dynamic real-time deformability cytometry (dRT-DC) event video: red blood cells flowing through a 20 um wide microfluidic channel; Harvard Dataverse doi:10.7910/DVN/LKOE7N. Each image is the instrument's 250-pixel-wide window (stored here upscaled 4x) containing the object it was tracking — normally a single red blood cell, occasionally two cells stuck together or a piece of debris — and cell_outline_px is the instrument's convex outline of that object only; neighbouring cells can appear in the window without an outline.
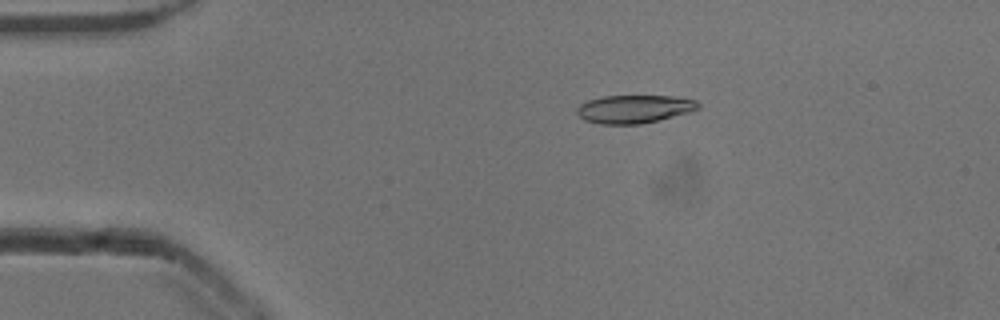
{"species": "common noctule bat (a hibernating species)", "species_latin": "Nyctalus noctula", "temperature_condition": "cold", "stored_images_in_passage": 53, "camera_frame_rate_fps": 3000, "um_per_image_px": 0.085, "animal": {"sex": "male", "body_mass_g": 13.3}, "frame": {"image": 1, "passage_image": 10, "time_ms": 3.0, "image_size_px": [1000, 320], "cell_outline_px": [[700, 108], [692, 112], [640, 124], [600, 124], [584, 120], [576, 112], [576, 108], [580, 104], [588, 100], [604, 96], [672, 96], [696, 100], [700, 104]], "centroid_in_image_um": [53.92, 9.26], "position_along_channel_um": 31.1, "area_um2": 19.94}}
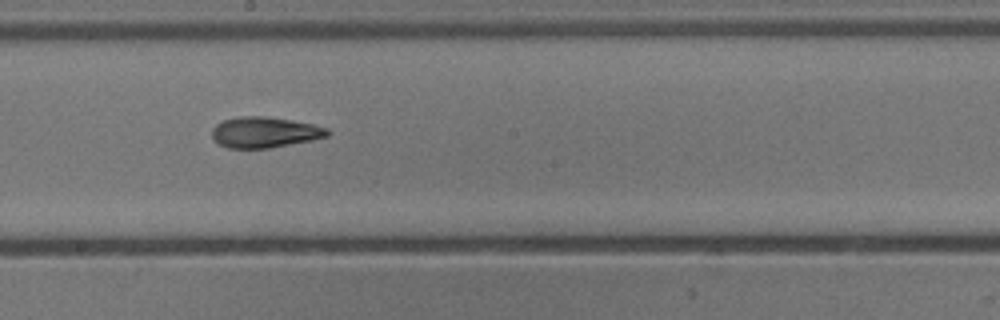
{"frame": {"image": 2, "passage_image": 29, "time_ms": 9.333, "image_size_px": [1000, 320], "cell_outline_px": [[332, 132], [328, 136], [312, 140], [268, 148], [228, 148], [220, 144], [212, 136], [212, 128], [216, 124], [224, 120], [240, 116], [264, 116], [292, 120], [312, 124], [328, 128]], "centroid_in_image_um": [22.52, 11.24], "position_along_channel_um": 225.7, "area_um2": 20.63}}
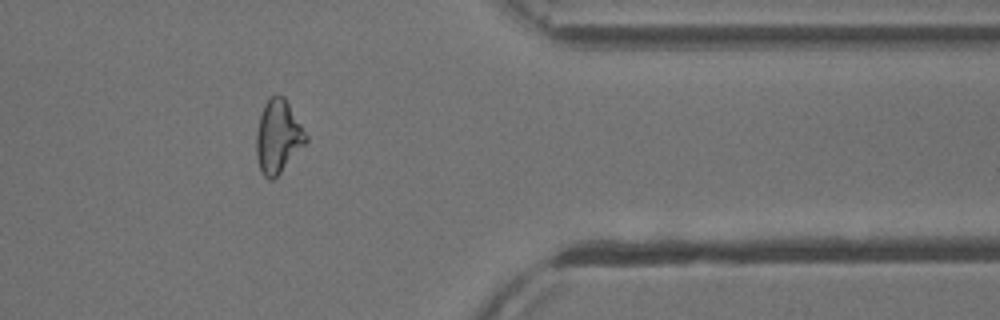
{"frame": {"image": 3, "passage_image": 43, "time_ms": 14.0, "image_size_px": [1000, 320], "cell_outline_px": [[308, 140], [280, 172], [272, 180], [268, 180], [260, 172], [256, 156], [256, 132], [260, 116], [264, 104], [272, 96], [284, 96], [308, 136]], "centroid_in_image_um": [23.61, 11.62], "position_along_channel_um": 387.8, "area_um2": 20.87}, "authors_computed_cell_mechanics": {"area_um2": 20.519, "velocity_mm_per_s": 3.8772, "shape_relaxation_time_tau1_ms": 3.3732, "shape_relaxation_time_tau2_ms": 2.806, "deformation_change_tau1": 0.1448, "deformation_change_tau2": 0.11}}